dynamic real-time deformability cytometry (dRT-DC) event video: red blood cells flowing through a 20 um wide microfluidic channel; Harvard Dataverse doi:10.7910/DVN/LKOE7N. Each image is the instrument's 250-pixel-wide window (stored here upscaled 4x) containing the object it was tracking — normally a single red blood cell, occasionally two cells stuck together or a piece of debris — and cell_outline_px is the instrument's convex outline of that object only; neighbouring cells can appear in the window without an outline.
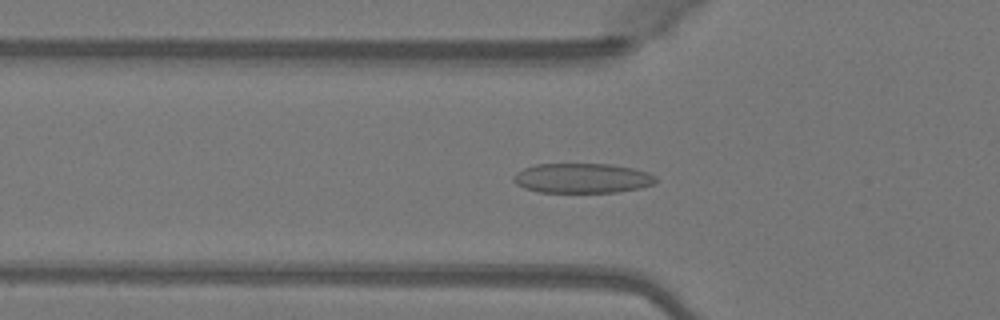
{"species": "Egyptian fruit bat (a non-hibernating species)", "species_latin": "Rousettus aegyptiacus", "temperature_condition": "warm", "stored_images_in_passage": 39, "camera_frame_rate_fps": 3000, "um_per_image_px": 0.085, "animal": {"sex": "female"}, "frame": {"image": 1, "passage_image": 8, "time_ms": 2.333, "image_size_px": [1000, 320], "cell_outline_px": [[656, 184], [640, 188], [616, 192], [540, 192], [524, 188], [516, 184], [512, 180], [512, 176], [516, 172], [524, 168], [536, 164], [612, 164], [632, 168], [648, 172], [656, 176]], "centroid_in_image_um": [49.49, 15.14], "position_along_channel_um": 76.3, "area_um2": 24.85}}
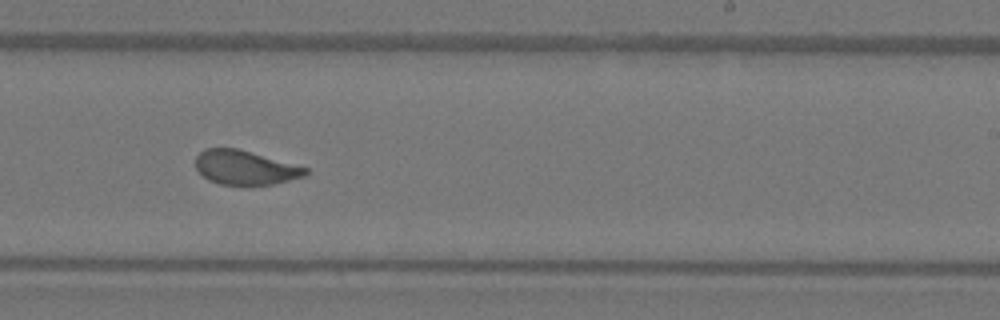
{"frame": {"image": 2, "passage_image": 22, "time_ms": 7.0, "image_size_px": [1000, 320], "cell_outline_px": [[308, 176], [272, 184], [220, 184], [208, 180], [196, 168], [196, 156], [204, 148], [236, 148], [308, 168]], "centroid_in_image_um": [20.84, 14.24], "position_along_channel_um": 268.2, "area_um2": 21.62}}
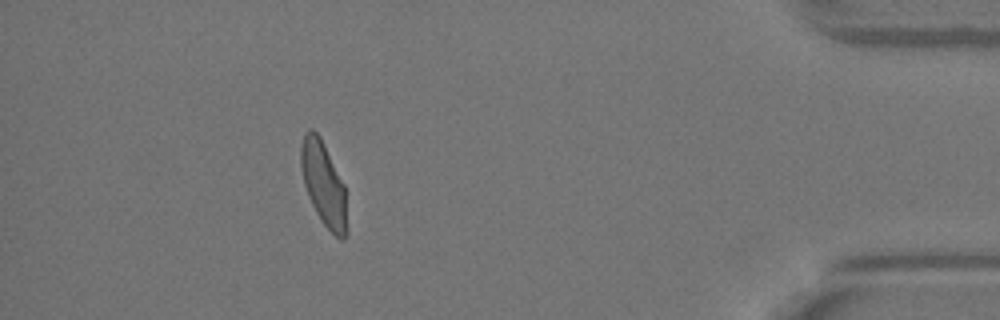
{"frame": {"image": 3, "passage_image": 36, "time_ms": 11.667, "image_size_px": [1000, 320], "cell_outline_px": [[348, 232], [344, 240], [340, 240], [320, 220], [308, 196], [304, 184], [300, 164], [300, 148], [304, 132], [308, 128], [312, 128], [320, 136], [344, 184]], "centroid_in_image_um": [27.5, 15.63], "position_along_channel_um": 407.7, "area_um2": 22.66}, "authors_computed_cell_mechanics": {"area_um2": 23.0622, "velocity_mm_per_s": 4.1034, "shape_relaxation_time_tau1_ms": 4.5007, "shape_relaxation_time_tau2_ms": 0.7862, "deformation_change_tau1": 0.1699, "deformation_change_tau2": 0.0718}}